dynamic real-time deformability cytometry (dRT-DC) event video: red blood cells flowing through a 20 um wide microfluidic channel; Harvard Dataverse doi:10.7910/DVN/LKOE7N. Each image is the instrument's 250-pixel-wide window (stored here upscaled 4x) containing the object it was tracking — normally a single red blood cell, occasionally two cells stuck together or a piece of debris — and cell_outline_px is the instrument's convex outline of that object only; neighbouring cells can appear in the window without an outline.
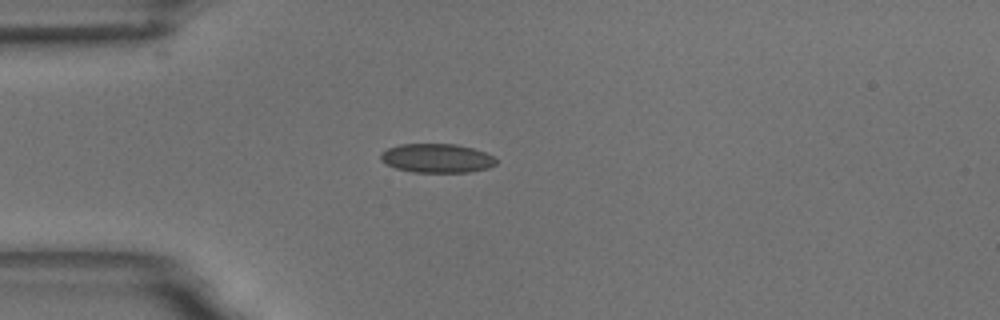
{"species": "common noctule bat (a hibernating species)", "species_latin": "Nyctalus noctula", "temperature_condition": "room temperature", "stored_images_in_passage": 30, "camera_frame_rate_fps": 3000, "um_per_image_px": 0.085, "animal": {"sex": "male", "body_mass_g": 18.8}, "frame": {"image": 1, "passage_image": 1, "time_ms": 0.0, "image_size_px": [1000, 320], "cell_outline_px": [[496, 164], [488, 168], [468, 172], [412, 172], [396, 168], [380, 160], [380, 152], [388, 148], [400, 144], [456, 144], [472, 148], [484, 152], [492, 156], [496, 160]], "centroid_in_image_um": [37.11, 13.44], "position_along_channel_um": 47.9, "area_um2": 19.42}}
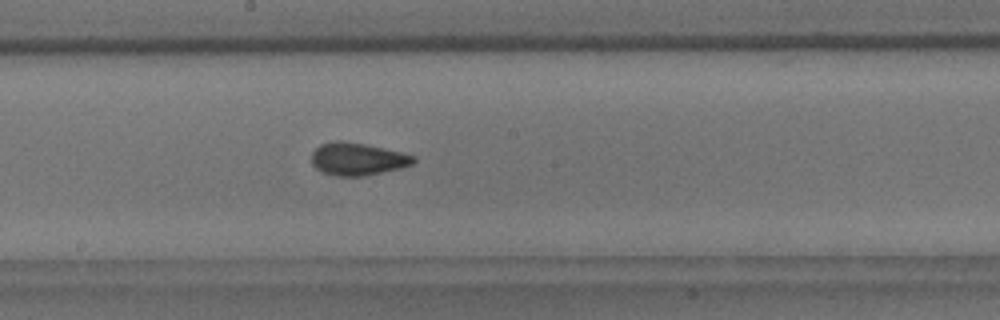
{"frame": {"image": 2, "passage_image": 16, "time_ms": 5.0, "image_size_px": [1000, 320], "cell_outline_px": [[416, 160], [412, 164], [400, 168], [364, 176], [336, 176], [324, 172], [316, 168], [312, 164], [312, 152], [320, 144], [336, 140], [340, 140], [364, 144], [400, 152], [416, 156]], "centroid_in_image_um": [30.38, 13.51], "position_along_channel_um": 217.8, "area_um2": 19.19}}
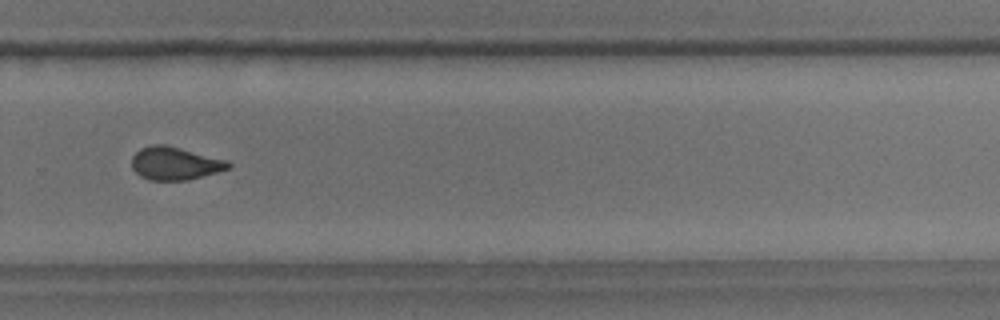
{"frame": {"image": 3, "passage_image": 24, "time_ms": 7.667, "image_size_px": [1000, 320], "cell_outline_px": [[232, 168], [188, 180], [148, 180], [140, 176], [132, 168], [132, 156], [140, 148], [152, 144], [164, 144], [228, 160], [232, 164]], "centroid_in_image_um": [14.88, 13.89], "position_along_channel_um": 314.9, "area_um2": 18.67}, "authors_computed_cell_mechanics": {"area_um2": 18.8717, "velocity_mm_per_s": 3.6503, "shape_relaxation_time_tau1_ms": 6.0883, "shape_relaxation_time_tau2_ms": 1.3904, "deformation_change_tau1": 0.1225, "deformation_change_tau2": 0.0708}}